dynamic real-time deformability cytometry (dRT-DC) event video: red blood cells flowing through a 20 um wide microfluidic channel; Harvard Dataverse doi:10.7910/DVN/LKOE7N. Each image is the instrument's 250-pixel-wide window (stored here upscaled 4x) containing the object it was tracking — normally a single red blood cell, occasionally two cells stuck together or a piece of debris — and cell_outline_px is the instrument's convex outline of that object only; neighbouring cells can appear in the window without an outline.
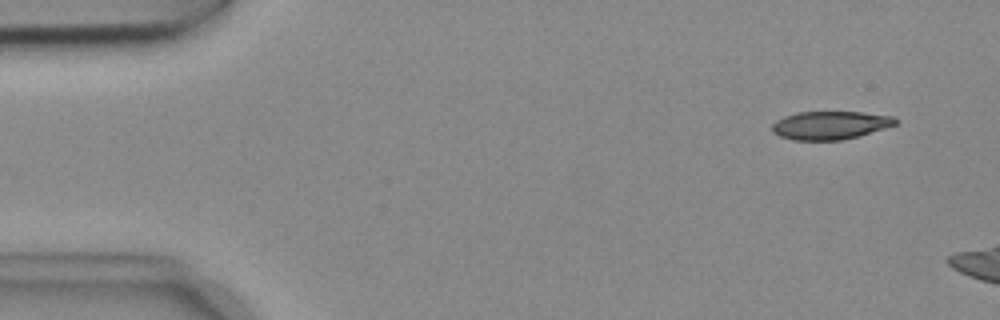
{"species": "common noctule bat (a hibernating species)", "species_latin": "Nyctalus noctula", "temperature_condition": "cold", "stored_images_in_passage": 48, "camera_frame_rate_fps": 3000, "um_per_image_px": 0.085, "animal": {"sex": "female", "body_mass_g": 18.4}, "frame": {"image": 1, "passage_image": 4, "time_ms": 1.0, "image_size_px": [1000, 320], "cell_outline_px": [[900, 120], [896, 124], [884, 128], [856, 136], [840, 140], [792, 140], [780, 136], [772, 132], [772, 124], [776, 120], [784, 116], [796, 112], [860, 112], [892, 116]], "centroid_in_image_um": [70.53, 10.64], "position_along_channel_um": 14.5, "area_um2": 20.17}}
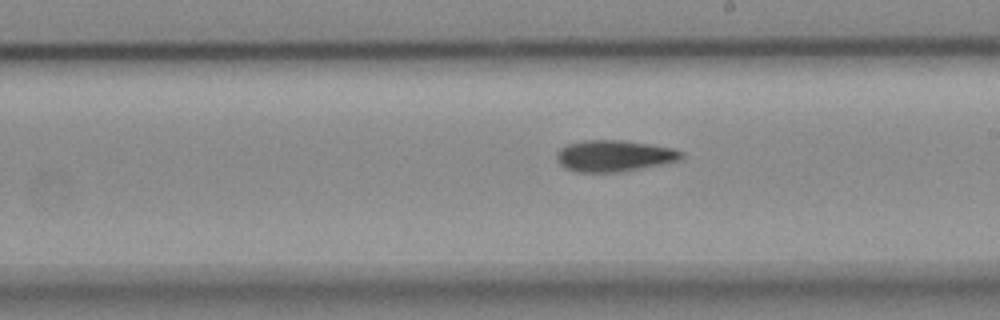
{"frame": {"image": 2, "passage_image": 30, "time_ms": 9.667, "image_size_px": [1000, 320], "cell_outline_px": [[684, 156], [680, 160], [664, 164], [616, 172], [576, 172], [560, 164], [556, 156], [556, 152], [560, 148], [568, 144], [584, 140], [624, 140], [672, 148], [684, 152]], "centroid_in_image_um": [52.21, 13.24], "position_along_channel_um": 236.8, "area_um2": 22.72}}
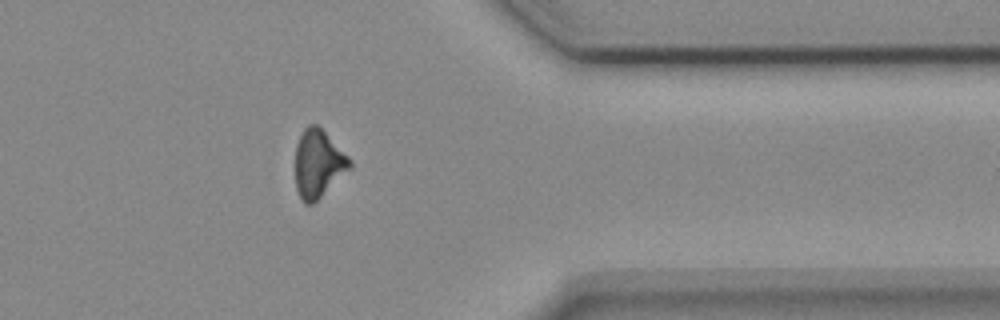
{"frame": {"image": 3, "passage_image": 43, "time_ms": 14.0, "image_size_px": [1000, 320], "cell_outline_px": [[352, 168], [312, 204], [304, 204], [296, 188], [296, 144], [304, 128], [308, 124], [316, 124], [352, 160]], "centroid_in_image_um": [27.06, 13.92], "position_along_channel_um": 384.3, "area_um2": 21.27}}